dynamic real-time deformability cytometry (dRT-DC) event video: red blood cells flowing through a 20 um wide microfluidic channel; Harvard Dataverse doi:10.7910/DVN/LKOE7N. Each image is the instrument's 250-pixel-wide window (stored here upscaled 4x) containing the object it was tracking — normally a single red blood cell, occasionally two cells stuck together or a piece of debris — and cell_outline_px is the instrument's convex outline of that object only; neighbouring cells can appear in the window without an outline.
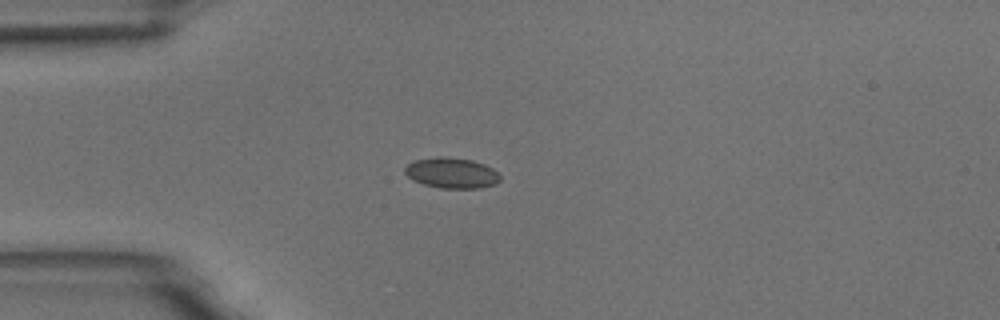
{"species": "common noctule bat (a hibernating species)", "species_latin": "Nyctalus noctula", "temperature_condition": "room temperature", "stored_images_in_passage": 4, "camera_frame_rate_fps": 3000, "um_per_image_px": 0.085, "animal": {"sex": "male", "body_mass_g": 18.8}, "frame": {"image": 1, "passage_image": 4, "time_ms": 3.333, "image_size_px": [1000, 320], "cell_outline_px": [[500, 180], [496, 184], [480, 188], [440, 188], [424, 184], [412, 180], [404, 172], [404, 168], [408, 164], [416, 160], [440, 156], [444, 156], [472, 160], [484, 164], [492, 168], [500, 176]], "centroid_in_image_um": [38.39, 14.7], "position_along_channel_um": 46.6, "area_um2": 16.94}}